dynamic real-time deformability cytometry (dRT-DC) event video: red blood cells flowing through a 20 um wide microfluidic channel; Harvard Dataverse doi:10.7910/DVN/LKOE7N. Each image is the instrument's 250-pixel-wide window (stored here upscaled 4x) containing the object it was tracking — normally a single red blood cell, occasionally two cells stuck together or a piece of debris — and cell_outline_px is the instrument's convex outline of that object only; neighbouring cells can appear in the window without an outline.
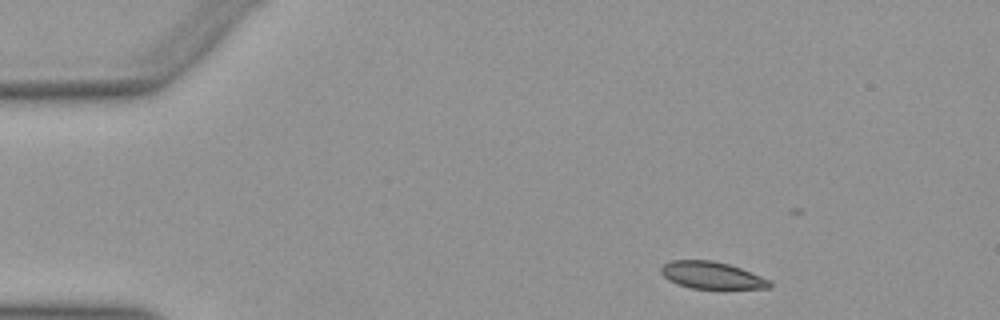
{"species": "Egyptian fruit bat (a non-hibernating species)", "species_latin": "Rousettus aegyptiacus", "temperature_condition": "warm", "stored_images_in_passage": 28, "camera_frame_rate_fps": 3000, "um_per_image_px": 0.085, "animal": {"sex": "female"}, "frame": {"image": 1, "passage_image": 1, "time_ms": 0.0, "image_size_px": [1000, 320], "cell_outline_px": [[772, 284], [768, 288], [692, 288], [676, 284], [668, 280], [660, 272], [660, 268], [664, 264], [672, 260], [712, 260], [728, 264], [740, 268], [772, 280]], "centroid_in_image_um": [60.48, 23.39], "position_along_channel_um": 24.5, "area_um2": 17.05}}
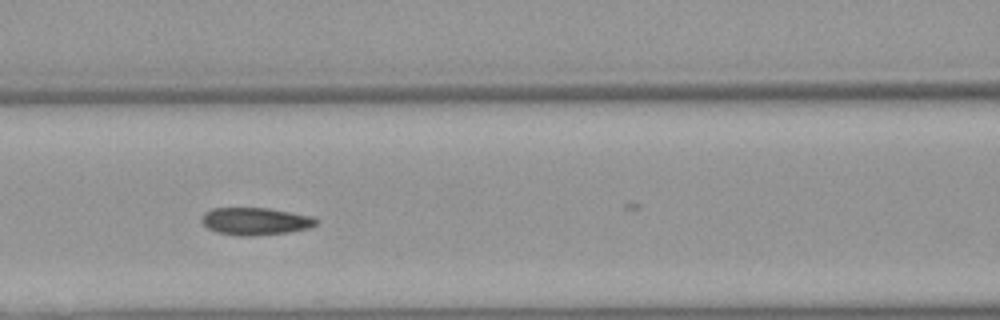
{"frame": {"image": 2, "passage_image": 16, "time_ms": 5.0, "image_size_px": [1000, 320], "cell_outline_px": [[316, 224], [308, 228], [288, 232], [252, 236], [236, 236], [216, 232], [208, 228], [200, 220], [200, 216], [204, 212], [212, 208], [268, 208], [312, 216], [316, 220]], "centroid_in_image_um": [21.64, 18.81], "position_along_channel_um": 145.0, "area_um2": 18.32}}
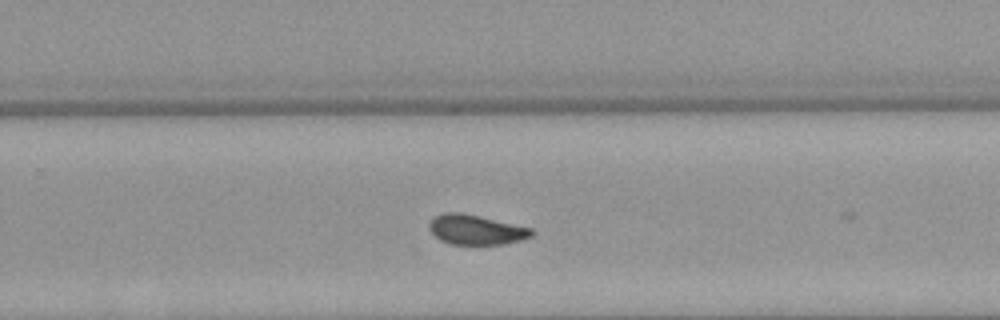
{"frame": {"image": 3, "passage_image": 27, "time_ms": 8.667, "image_size_px": [1000, 320], "cell_outline_px": [[536, 232], [532, 236], [520, 240], [504, 244], [452, 244], [440, 240], [428, 228], [428, 224], [436, 216], [444, 212], [456, 212], [476, 216], [532, 228]], "centroid_in_image_um": [40.47, 19.54], "position_along_channel_um": 289.3, "area_um2": 17.46}}